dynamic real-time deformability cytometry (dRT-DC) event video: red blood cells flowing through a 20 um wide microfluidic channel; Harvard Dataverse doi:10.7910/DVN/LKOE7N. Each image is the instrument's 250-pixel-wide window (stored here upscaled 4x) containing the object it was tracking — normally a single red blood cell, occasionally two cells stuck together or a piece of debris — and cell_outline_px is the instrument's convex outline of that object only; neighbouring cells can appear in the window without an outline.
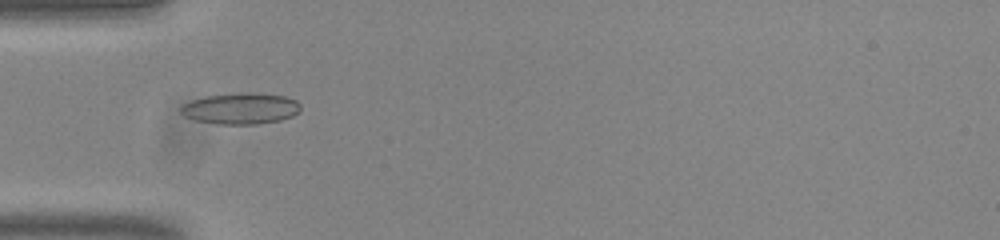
{"species": "common noctule bat (a hibernating species)", "species_latin": "Nyctalus noctula", "temperature_condition": "room temperature", "stored_images_in_passage": 41, "camera_frame_rate_fps": 3000, "um_per_image_px": 0.085, "animal": {"sex": "male", "body_mass_g": 20.0, "forearm_length_mm": 53.3}, "frame": {"image": 1, "passage_image": 5, "time_ms": 1.333, "image_size_px": [1000, 240], "cell_outline_px": [[300, 108], [292, 116], [280, 120], [256, 124], [220, 124], [196, 120], [184, 116], [180, 112], [180, 108], [184, 104], [192, 100], [208, 96], [240, 92], [252, 92], [284, 96], [296, 100], [300, 104]], "centroid_in_image_um": [20.46, 9.21], "position_along_channel_um": 64.5, "area_um2": 21.62}}
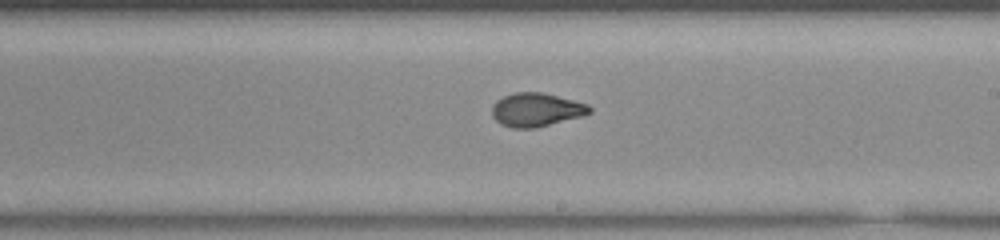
{"frame": {"image": 2, "passage_image": 19, "time_ms": 6.0, "image_size_px": [1000, 240], "cell_outline_px": [[592, 112], [580, 116], [536, 128], [512, 128], [500, 124], [492, 116], [492, 104], [496, 100], [504, 96], [516, 92], [540, 92], [588, 104], [592, 108]], "centroid_in_image_um": [45.54, 9.33], "position_along_channel_um": 243.5, "area_um2": 18.96}}
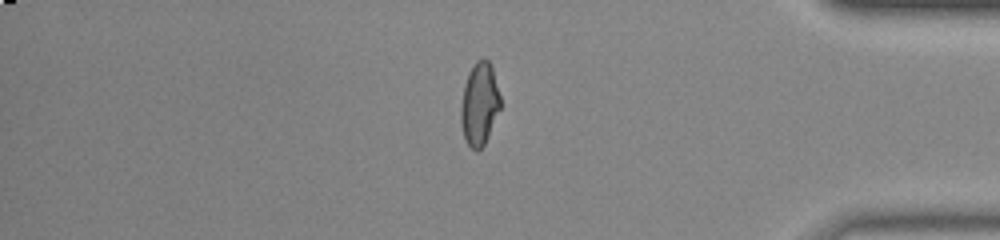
{"frame": {"image": 3, "passage_image": 33, "time_ms": 10.667, "image_size_px": [1000, 240], "cell_outline_px": [[500, 108], [488, 136], [484, 144], [476, 152], [468, 144], [464, 136], [460, 124], [460, 108], [464, 84], [468, 72], [472, 64], [476, 60], [484, 56], [492, 64], [500, 96]], "centroid_in_image_um": [40.74, 8.77], "position_along_channel_um": 394.5, "area_um2": 19.31}, "authors_computed_cell_mechanics": {"area_um2": 19.2474, "velocity_mm_per_s": 3.8426, "shape_relaxation_time_tau1_ms": 6.94, "shape_relaxation_time_tau2_ms": 0.9271, "deformation_change_tau1": 0.1997, "deformation_change_tau2": 0.0598}}